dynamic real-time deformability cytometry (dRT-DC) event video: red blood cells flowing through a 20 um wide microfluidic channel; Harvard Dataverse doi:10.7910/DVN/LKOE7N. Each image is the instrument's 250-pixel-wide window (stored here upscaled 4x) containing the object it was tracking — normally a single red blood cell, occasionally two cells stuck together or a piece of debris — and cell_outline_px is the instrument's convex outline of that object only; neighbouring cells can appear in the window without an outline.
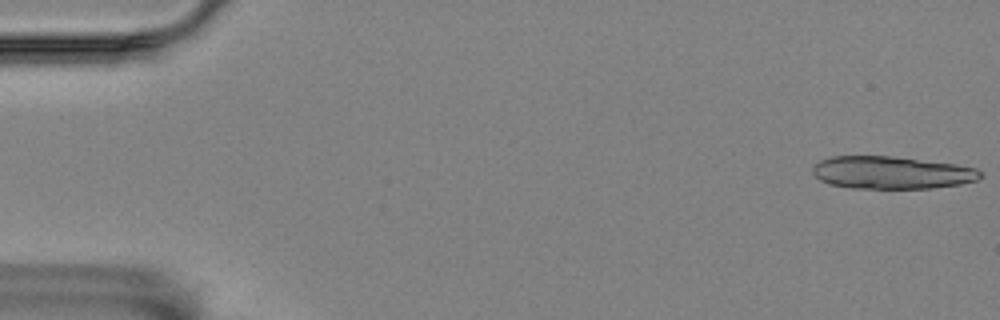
{"species": "Egyptian fruit bat (a non-hibernating species)", "species_latin": "Rousettus aegyptiacus", "temperature_condition": "room temperature", "stored_images_in_passage": 16, "camera_frame_rate_fps": 3000, "um_per_image_px": 0.085, "animal": {"sex": "female"}, "frame": {"image": 1, "passage_image": 1, "time_ms": 0.0, "image_size_px": [1000, 320], "cell_outline_px": [[980, 176], [976, 180], [960, 184], [932, 188], [852, 188], [828, 184], [820, 180], [812, 172], [812, 168], [820, 160], [832, 156], [892, 156], [956, 164], [976, 168], [980, 172]], "centroid_in_image_um": [75.75, 14.67], "position_along_channel_um": 9.2, "area_um2": 31.73}}